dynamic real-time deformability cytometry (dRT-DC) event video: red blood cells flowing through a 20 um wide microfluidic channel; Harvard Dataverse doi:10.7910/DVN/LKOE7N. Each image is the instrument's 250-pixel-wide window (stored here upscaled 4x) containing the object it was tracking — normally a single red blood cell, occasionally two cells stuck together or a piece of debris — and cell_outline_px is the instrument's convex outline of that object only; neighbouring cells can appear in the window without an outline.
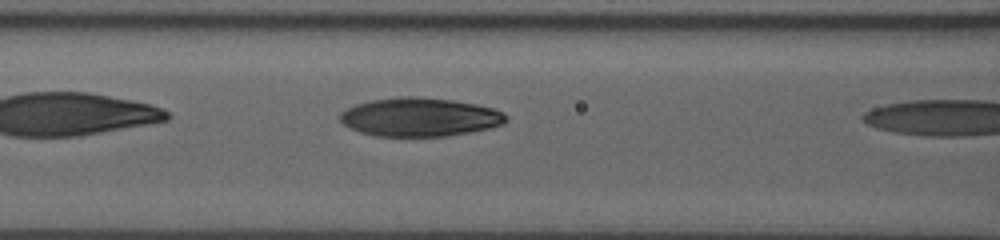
{"species": "human", "species_latin": "Homo sapiens", "temperature_condition": "room temperature", "stored_images_in_passage": 6, "camera_frame_rate_fps": 3000, "um_per_image_px": 0.085, "donor": {"sex": "male"}, "frame": {"image": 1, "passage_image": 5, "time_ms": 1.333, "image_size_px": [1000, 240], "cell_outline_px": [[508, 120], [504, 124], [488, 128], [468, 132], [444, 136], [376, 136], [360, 132], [344, 124], [340, 120], [340, 112], [356, 104], [372, 100], [400, 96], [420, 96], [452, 100], [476, 104], [492, 108], [504, 112], [508, 116]], "centroid_in_image_um": [35.7, 9.94], "position_along_channel_um": 130.9, "area_um2": 37.34}}